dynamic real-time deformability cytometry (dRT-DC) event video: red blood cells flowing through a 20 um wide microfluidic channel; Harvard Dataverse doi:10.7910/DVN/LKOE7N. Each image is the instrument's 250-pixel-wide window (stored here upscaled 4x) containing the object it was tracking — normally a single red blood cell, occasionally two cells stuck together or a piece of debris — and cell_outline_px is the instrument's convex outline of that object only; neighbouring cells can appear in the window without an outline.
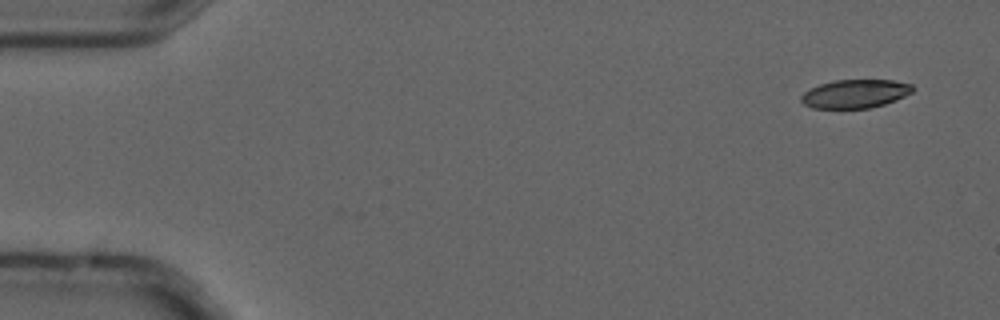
{"species": "common noctule bat (a hibernating species)", "species_latin": "Nyctalus noctula", "temperature_condition": "cold", "stored_images_in_passage": 7, "camera_frame_rate_fps": 3000, "um_per_image_px": 0.085, "animal": {"sex": "male", "forearm_length_mm": 52.5}, "frame": {"image": 1, "passage_image": 2, "time_ms": 0.333, "image_size_px": [1000, 320], "cell_outline_px": [[916, 88], [912, 92], [896, 100], [884, 104], [868, 108], [812, 108], [804, 104], [800, 100], [800, 96], [804, 92], [820, 84], [832, 80], [892, 80], [912, 84]], "centroid_in_image_um": [72.69, 7.96], "position_along_channel_um": 12.3, "area_um2": 18.55}}
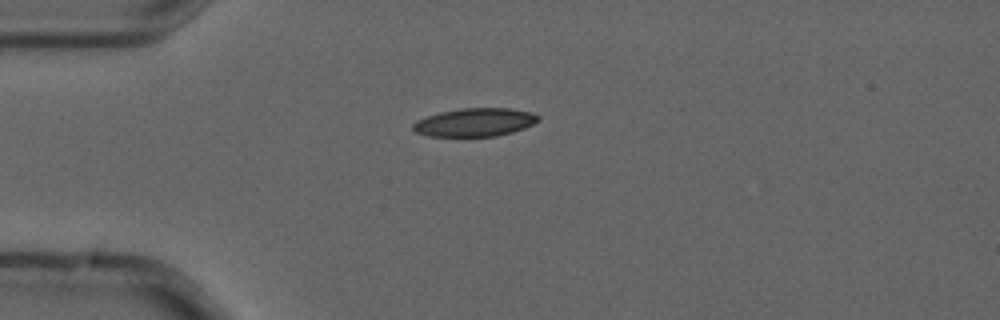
{"frame": {"image": 2, "passage_image": 5, "time_ms": 1.333, "image_size_px": [1000, 320], "cell_outline_px": [[540, 120], [524, 128], [512, 132], [496, 136], [428, 136], [416, 132], [412, 128], [412, 124], [416, 120], [440, 112], [460, 108], [508, 108], [532, 112], [540, 116]], "centroid_in_image_um": [40.37, 10.39], "position_along_channel_um": 44.6, "area_um2": 20.63}}